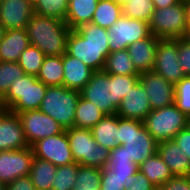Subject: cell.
I'll list each match as a JSON object with an SVG mask.
<instances>
[{
	"mask_svg": "<svg viewBox=\"0 0 190 190\" xmlns=\"http://www.w3.org/2000/svg\"><path fill=\"white\" fill-rule=\"evenodd\" d=\"M138 82L139 75H112L103 70L95 71L80 93L103 114L115 115L122 99Z\"/></svg>",
	"mask_w": 190,
	"mask_h": 190,
	"instance_id": "obj_1",
	"label": "cell"
},
{
	"mask_svg": "<svg viewBox=\"0 0 190 190\" xmlns=\"http://www.w3.org/2000/svg\"><path fill=\"white\" fill-rule=\"evenodd\" d=\"M66 52L94 71H102L106 57L110 54L108 29L87 23L71 30Z\"/></svg>",
	"mask_w": 190,
	"mask_h": 190,
	"instance_id": "obj_2",
	"label": "cell"
},
{
	"mask_svg": "<svg viewBox=\"0 0 190 190\" xmlns=\"http://www.w3.org/2000/svg\"><path fill=\"white\" fill-rule=\"evenodd\" d=\"M30 44L46 56H61L67 50L70 27L64 20L34 14L26 25Z\"/></svg>",
	"mask_w": 190,
	"mask_h": 190,
	"instance_id": "obj_3",
	"label": "cell"
},
{
	"mask_svg": "<svg viewBox=\"0 0 190 190\" xmlns=\"http://www.w3.org/2000/svg\"><path fill=\"white\" fill-rule=\"evenodd\" d=\"M117 144L123 145L129 159L138 166L157 153L158 142L145 129L143 121L118 116Z\"/></svg>",
	"mask_w": 190,
	"mask_h": 190,
	"instance_id": "obj_4",
	"label": "cell"
},
{
	"mask_svg": "<svg viewBox=\"0 0 190 190\" xmlns=\"http://www.w3.org/2000/svg\"><path fill=\"white\" fill-rule=\"evenodd\" d=\"M47 91V85L36 76L24 74L12 82L1 98L4 109L13 113L38 110Z\"/></svg>",
	"mask_w": 190,
	"mask_h": 190,
	"instance_id": "obj_5",
	"label": "cell"
},
{
	"mask_svg": "<svg viewBox=\"0 0 190 190\" xmlns=\"http://www.w3.org/2000/svg\"><path fill=\"white\" fill-rule=\"evenodd\" d=\"M80 91L62 86H47L44 99L39 110L47 114L67 130L74 127L76 105L80 98Z\"/></svg>",
	"mask_w": 190,
	"mask_h": 190,
	"instance_id": "obj_6",
	"label": "cell"
},
{
	"mask_svg": "<svg viewBox=\"0 0 190 190\" xmlns=\"http://www.w3.org/2000/svg\"><path fill=\"white\" fill-rule=\"evenodd\" d=\"M66 134L76 163L100 169L107 165L110 151L95 142L91 129L72 127Z\"/></svg>",
	"mask_w": 190,
	"mask_h": 190,
	"instance_id": "obj_7",
	"label": "cell"
},
{
	"mask_svg": "<svg viewBox=\"0 0 190 190\" xmlns=\"http://www.w3.org/2000/svg\"><path fill=\"white\" fill-rule=\"evenodd\" d=\"M188 117L183 114L173 103L161 109L152 110L144 118L145 129L159 143L173 140L183 129L187 128Z\"/></svg>",
	"mask_w": 190,
	"mask_h": 190,
	"instance_id": "obj_8",
	"label": "cell"
},
{
	"mask_svg": "<svg viewBox=\"0 0 190 190\" xmlns=\"http://www.w3.org/2000/svg\"><path fill=\"white\" fill-rule=\"evenodd\" d=\"M148 24L151 34L160 39H177L188 36L184 0L166 8H155Z\"/></svg>",
	"mask_w": 190,
	"mask_h": 190,
	"instance_id": "obj_9",
	"label": "cell"
},
{
	"mask_svg": "<svg viewBox=\"0 0 190 190\" xmlns=\"http://www.w3.org/2000/svg\"><path fill=\"white\" fill-rule=\"evenodd\" d=\"M150 35L151 31L147 22L121 15L108 29L110 52L127 49L131 44Z\"/></svg>",
	"mask_w": 190,
	"mask_h": 190,
	"instance_id": "obj_10",
	"label": "cell"
},
{
	"mask_svg": "<svg viewBox=\"0 0 190 190\" xmlns=\"http://www.w3.org/2000/svg\"><path fill=\"white\" fill-rule=\"evenodd\" d=\"M17 115L29 147L41 139L60 134L64 131L57 121L39 109L17 113Z\"/></svg>",
	"mask_w": 190,
	"mask_h": 190,
	"instance_id": "obj_11",
	"label": "cell"
},
{
	"mask_svg": "<svg viewBox=\"0 0 190 190\" xmlns=\"http://www.w3.org/2000/svg\"><path fill=\"white\" fill-rule=\"evenodd\" d=\"M178 60V38L160 39L152 71L175 84L185 76Z\"/></svg>",
	"mask_w": 190,
	"mask_h": 190,
	"instance_id": "obj_12",
	"label": "cell"
},
{
	"mask_svg": "<svg viewBox=\"0 0 190 190\" xmlns=\"http://www.w3.org/2000/svg\"><path fill=\"white\" fill-rule=\"evenodd\" d=\"M31 148L34 157L51 162L55 166L75 163L66 130L60 134L37 141Z\"/></svg>",
	"mask_w": 190,
	"mask_h": 190,
	"instance_id": "obj_13",
	"label": "cell"
},
{
	"mask_svg": "<svg viewBox=\"0 0 190 190\" xmlns=\"http://www.w3.org/2000/svg\"><path fill=\"white\" fill-rule=\"evenodd\" d=\"M33 159L31 147L0 151V182L7 185L19 177L28 176Z\"/></svg>",
	"mask_w": 190,
	"mask_h": 190,
	"instance_id": "obj_14",
	"label": "cell"
},
{
	"mask_svg": "<svg viewBox=\"0 0 190 190\" xmlns=\"http://www.w3.org/2000/svg\"><path fill=\"white\" fill-rule=\"evenodd\" d=\"M152 110L161 109L174 103V84L153 71L139 75Z\"/></svg>",
	"mask_w": 190,
	"mask_h": 190,
	"instance_id": "obj_15",
	"label": "cell"
},
{
	"mask_svg": "<svg viewBox=\"0 0 190 190\" xmlns=\"http://www.w3.org/2000/svg\"><path fill=\"white\" fill-rule=\"evenodd\" d=\"M27 147L29 144L18 115L7 109L0 111V151Z\"/></svg>",
	"mask_w": 190,
	"mask_h": 190,
	"instance_id": "obj_16",
	"label": "cell"
},
{
	"mask_svg": "<svg viewBox=\"0 0 190 190\" xmlns=\"http://www.w3.org/2000/svg\"><path fill=\"white\" fill-rule=\"evenodd\" d=\"M34 14L30 0H0V23L5 30L26 28Z\"/></svg>",
	"mask_w": 190,
	"mask_h": 190,
	"instance_id": "obj_17",
	"label": "cell"
},
{
	"mask_svg": "<svg viewBox=\"0 0 190 190\" xmlns=\"http://www.w3.org/2000/svg\"><path fill=\"white\" fill-rule=\"evenodd\" d=\"M152 111L148 96L140 83L133 86L121 101L116 114L124 119L143 121Z\"/></svg>",
	"mask_w": 190,
	"mask_h": 190,
	"instance_id": "obj_18",
	"label": "cell"
},
{
	"mask_svg": "<svg viewBox=\"0 0 190 190\" xmlns=\"http://www.w3.org/2000/svg\"><path fill=\"white\" fill-rule=\"evenodd\" d=\"M63 71V86L76 91H81L95 72L80 59L70 56L67 52L63 54Z\"/></svg>",
	"mask_w": 190,
	"mask_h": 190,
	"instance_id": "obj_19",
	"label": "cell"
},
{
	"mask_svg": "<svg viewBox=\"0 0 190 190\" xmlns=\"http://www.w3.org/2000/svg\"><path fill=\"white\" fill-rule=\"evenodd\" d=\"M159 41L160 38L151 34L149 37L128 46L127 50L131 60L139 73L152 71Z\"/></svg>",
	"mask_w": 190,
	"mask_h": 190,
	"instance_id": "obj_20",
	"label": "cell"
},
{
	"mask_svg": "<svg viewBox=\"0 0 190 190\" xmlns=\"http://www.w3.org/2000/svg\"><path fill=\"white\" fill-rule=\"evenodd\" d=\"M157 153L166 163L173 176H189L190 160L173 140L159 142Z\"/></svg>",
	"mask_w": 190,
	"mask_h": 190,
	"instance_id": "obj_21",
	"label": "cell"
},
{
	"mask_svg": "<svg viewBox=\"0 0 190 190\" xmlns=\"http://www.w3.org/2000/svg\"><path fill=\"white\" fill-rule=\"evenodd\" d=\"M29 45L26 28L5 30L0 41V61L17 62Z\"/></svg>",
	"mask_w": 190,
	"mask_h": 190,
	"instance_id": "obj_22",
	"label": "cell"
},
{
	"mask_svg": "<svg viewBox=\"0 0 190 190\" xmlns=\"http://www.w3.org/2000/svg\"><path fill=\"white\" fill-rule=\"evenodd\" d=\"M139 171V166L129 159L123 145L110 151L108 163L101 169V175L129 178Z\"/></svg>",
	"mask_w": 190,
	"mask_h": 190,
	"instance_id": "obj_23",
	"label": "cell"
},
{
	"mask_svg": "<svg viewBox=\"0 0 190 190\" xmlns=\"http://www.w3.org/2000/svg\"><path fill=\"white\" fill-rule=\"evenodd\" d=\"M99 0H68L66 24L76 30L83 24L91 23Z\"/></svg>",
	"mask_w": 190,
	"mask_h": 190,
	"instance_id": "obj_24",
	"label": "cell"
},
{
	"mask_svg": "<svg viewBox=\"0 0 190 190\" xmlns=\"http://www.w3.org/2000/svg\"><path fill=\"white\" fill-rule=\"evenodd\" d=\"M118 115H106L99 123L91 128L95 142L113 150L117 144Z\"/></svg>",
	"mask_w": 190,
	"mask_h": 190,
	"instance_id": "obj_25",
	"label": "cell"
},
{
	"mask_svg": "<svg viewBox=\"0 0 190 190\" xmlns=\"http://www.w3.org/2000/svg\"><path fill=\"white\" fill-rule=\"evenodd\" d=\"M56 169L57 166L51 162L34 157L29 177L31 178L36 190L52 189Z\"/></svg>",
	"mask_w": 190,
	"mask_h": 190,
	"instance_id": "obj_26",
	"label": "cell"
},
{
	"mask_svg": "<svg viewBox=\"0 0 190 190\" xmlns=\"http://www.w3.org/2000/svg\"><path fill=\"white\" fill-rule=\"evenodd\" d=\"M139 170L149 179V181L159 188L164 182L173 175L166 163L161 159L158 153L147 158L139 165Z\"/></svg>",
	"mask_w": 190,
	"mask_h": 190,
	"instance_id": "obj_27",
	"label": "cell"
},
{
	"mask_svg": "<svg viewBox=\"0 0 190 190\" xmlns=\"http://www.w3.org/2000/svg\"><path fill=\"white\" fill-rule=\"evenodd\" d=\"M36 77L47 86H62L64 77L63 55L45 56L40 71Z\"/></svg>",
	"mask_w": 190,
	"mask_h": 190,
	"instance_id": "obj_28",
	"label": "cell"
},
{
	"mask_svg": "<svg viewBox=\"0 0 190 190\" xmlns=\"http://www.w3.org/2000/svg\"><path fill=\"white\" fill-rule=\"evenodd\" d=\"M103 71L112 75H140L127 49L110 52L106 57Z\"/></svg>",
	"mask_w": 190,
	"mask_h": 190,
	"instance_id": "obj_29",
	"label": "cell"
},
{
	"mask_svg": "<svg viewBox=\"0 0 190 190\" xmlns=\"http://www.w3.org/2000/svg\"><path fill=\"white\" fill-rule=\"evenodd\" d=\"M105 116L92 102L80 95L76 105L74 127L91 129Z\"/></svg>",
	"mask_w": 190,
	"mask_h": 190,
	"instance_id": "obj_30",
	"label": "cell"
},
{
	"mask_svg": "<svg viewBox=\"0 0 190 190\" xmlns=\"http://www.w3.org/2000/svg\"><path fill=\"white\" fill-rule=\"evenodd\" d=\"M122 14V5L110 0H99L91 23L109 29Z\"/></svg>",
	"mask_w": 190,
	"mask_h": 190,
	"instance_id": "obj_31",
	"label": "cell"
},
{
	"mask_svg": "<svg viewBox=\"0 0 190 190\" xmlns=\"http://www.w3.org/2000/svg\"><path fill=\"white\" fill-rule=\"evenodd\" d=\"M45 54L36 46L30 44L19 57L17 63L25 74L37 76L43 64Z\"/></svg>",
	"mask_w": 190,
	"mask_h": 190,
	"instance_id": "obj_32",
	"label": "cell"
},
{
	"mask_svg": "<svg viewBox=\"0 0 190 190\" xmlns=\"http://www.w3.org/2000/svg\"><path fill=\"white\" fill-rule=\"evenodd\" d=\"M100 180V168L78 164V172L72 190H98L100 187Z\"/></svg>",
	"mask_w": 190,
	"mask_h": 190,
	"instance_id": "obj_33",
	"label": "cell"
},
{
	"mask_svg": "<svg viewBox=\"0 0 190 190\" xmlns=\"http://www.w3.org/2000/svg\"><path fill=\"white\" fill-rule=\"evenodd\" d=\"M155 10L152 0H127L122 5V14L149 23Z\"/></svg>",
	"mask_w": 190,
	"mask_h": 190,
	"instance_id": "obj_34",
	"label": "cell"
},
{
	"mask_svg": "<svg viewBox=\"0 0 190 190\" xmlns=\"http://www.w3.org/2000/svg\"><path fill=\"white\" fill-rule=\"evenodd\" d=\"M68 0H35L34 12L40 16H48L65 20Z\"/></svg>",
	"mask_w": 190,
	"mask_h": 190,
	"instance_id": "obj_35",
	"label": "cell"
},
{
	"mask_svg": "<svg viewBox=\"0 0 190 190\" xmlns=\"http://www.w3.org/2000/svg\"><path fill=\"white\" fill-rule=\"evenodd\" d=\"M78 172V163L57 166L51 190H72Z\"/></svg>",
	"mask_w": 190,
	"mask_h": 190,
	"instance_id": "obj_36",
	"label": "cell"
},
{
	"mask_svg": "<svg viewBox=\"0 0 190 190\" xmlns=\"http://www.w3.org/2000/svg\"><path fill=\"white\" fill-rule=\"evenodd\" d=\"M24 74L17 62L0 61V97L2 98L7 93L12 82Z\"/></svg>",
	"mask_w": 190,
	"mask_h": 190,
	"instance_id": "obj_37",
	"label": "cell"
},
{
	"mask_svg": "<svg viewBox=\"0 0 190 190\" xmlns=\"http://www.w3.org/2000/svg\"><path fill=\"white\" fill-rule=\"evenodd\" d=\"M174 104L187 117L190 116V76L174 84Z\"/></svg>",
	"mask_w": 190,
	"mask_h": 190,
	"instance_id": "obj_38",
	"label": "cell"
},
{
	"mask_svg": "<svg viewBox=\"0 0 190 190\" xmlns=\"http://www.w3.org/2000/svg\"><path fill=\"white\" fill-rule=\"evenodd\" d=\"M179 63L185 76H190V37L178 38Z\"/></svg>",
	"mask_w": 190,
	"mask_h": 190,
	"instance_id": "obj_39",
	"label": "cell"
},
{
	"mask_svg": "<svg viewBox=\"0 0 190 190\" xmlns=\"http://www.w3.org/2000/svg\"><path fill=\"white\" fill-rule=\"evenodd\" d=\"M132 179V176L129 178H120L110 175H101L100 180V190H126L128 188V183Z\"/></svg>",
	"mask_w": 190,
	"mask_h": 190,
	"instance_id": "obj_40",
	"label": "cell"
},
{
	"mask_svg": "<svg viewBox=\"0 0 190 190\" xmlns=\"http://www.w3.org/2000/svg\"><path fill=\"white\" fill-rule=\"evenodd\" d=\"M158 190H190V178L189 176H172Z\"/></svg>",
	"mask_w": 190,
	"mask_h": 190,
	"instance_id": "obj_41",
	"label": "cell"
},
{
	"mask_svg": "<svg viewBox=\"0 0 190 190\" xmlns=\"http://www.w3.org/2000/svg\"><path fill=\"white\" fill-rule=\"evenodd\" d=\"M126 190H158V188L139 170L136 174L132 175V179L129 181Z\"/></svg>",
	"mask_w": 190,
	"mask_h": 190,
	"instance_id": "obj_42",
	"label": "cell"
},
{
	"mask_svg": "<svg viewBox=\"0 0 190 190\" xmlns=\"http://www.w3.org/2000/svg\"><path fill=\"white\" fill-rule=\"evenodd\" d=\"M190 160V130L185 128L181 130L173 139Z\"/></svg>",
	"mask_w": 190,
	"mask_h": 190,
	"instance_id": "obj_43",
	"label": "cell"
},
{
	"mask_svg": "<svg viewBox=\"0 0 190 190\" xmlns=\"http://www.w3.org/2000/svg\"><path fill=\"white\" fill-rule=\"evenodd\" d=\"M6 189L7 190H36L29 175L15 179L14 181L6 185Z\"/></svg>",
	"mask_w": 190,
	"mask_h": 190,
	"instance_id": "obj_44",
	"label": "cell"
},
{
	"mask_svg": "<svg viewBox=\"0 0 190 190\" xmlns=\"http://www.w3.org/2000/svg\"><path fill=\"white\" fill-rule=\"evenodd\" d=\"M181 0H152L154 3L155 8H166L168 6H173L177 3H179Z\"/></svg>",
	"mask_w": 190,
	"mask_h": 190,
	"instance_id": "obj_45",
	"label": "cell"
},
{
	"mask_svg": "<svg viewBox=\"0 0 190 190\" xmlns=\"http://www.w3.org/2000/svg\"><path fill=\"white\" fill-rule=\"evenodd\" d=\"M185 18L186 24L190 31V0H184Z\"/></svg>",
	"mask_w": 190,
	"mask_h": 190,
	"instance_id": "obj_46",
	"label": "cell"
},
{
	"mask_svg": "<svg viewBox=\"0 0 190 190\" xmlns=\"http://www.w3.org/2000/svg\"><path fill=\"white\" fill-rule=\"evenodd\" d=\"M5 32L4 27L2 26V24L0 23V41L2 40L3 34Z\"/></svg>",
	"mask_w": 190,
	"mask_h": 190,
	"instance_id": "obj_47",
	"label": "cell"
},
{
	"mask_svg": "<svg viewBox=\"0 0 190 190\" xmlns=\"http://www.w3.org/2000/svg\"><path fill=\"white\" fill-rule=\"evenodd\" d=\"M110 1L120 4V5H123L127 0H110Z\"/></svg>",
	"mask_w": 190,
	"mask_h": 190,
	"instance_id": "obj_48",
	"label": "cell"
},
{
	"mask_svg": "<svg viewBox=\"0 0 190 190\" xmlns=\"http://www.w3.org/2000/svg\"><path fill=\"white\" fill-rule=\"evenodd\" d=\"M0 190H7L6 185L0 182Z\"/></svg>",
	"mask_w": 190,
	"mask_h": 190,
	"instance_id": "obj_49",
	"label": "cell"
},
{
	"mask_svg": "<svg viewBox=\"0 0 190 190\" xmlns=\"http://www.w3.org/2000/svg\"><path fill=\"white\" fill-rule=\"evenodd\" d=\"M187 129L190 130V116H189L188 119H187Z\"/></svg>",
	"mask_w": 190,
	"mask_h": 190,
	"instance_id": "obj_50",
	"label": "cell"
},
{
	"mask_svg": "<svg viewBox=\"0 0 190 190\" xmlns=\"http://www.w3.org/2000/svg\"><path fill=\"white\" fill-rule=\"evenodd\" d=\"M4 109L3 105H2V100H1V97H0V111H2Z\"/></svg>",
	"mask_w": 190,
	"mask_h": 190,
	"instance_id": "obj_51",
	"label": "cell"
}]
</instances>
